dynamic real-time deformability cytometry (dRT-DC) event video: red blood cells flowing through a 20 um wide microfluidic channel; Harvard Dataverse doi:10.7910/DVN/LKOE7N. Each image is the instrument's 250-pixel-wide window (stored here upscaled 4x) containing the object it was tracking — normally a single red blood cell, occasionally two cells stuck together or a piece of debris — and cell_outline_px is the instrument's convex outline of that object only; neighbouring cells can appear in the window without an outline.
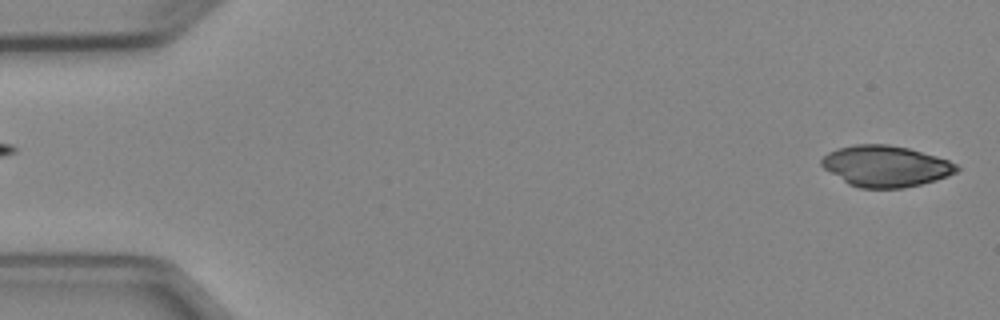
{"species": "Egyptian fruit bat (a non-hibernating species)", "species_latin": "Rousettus aegyptiacus", "temperature_condition": "cold", "stored_images_in_passage": 5, "segment_of_instrument_passage": [2, 2], "camera_frame_rate_fps": 3000, "um_per_image_px": 0.085, "animal": {"sex": "female"}, "frame": {"image": 1, "passage_image": 5, "time_ms": 4.667, "image_size_px": [1000, 320], "cell_outline_px": [[960, 168], [956, 172], [948, 176], [936, 180], [904, 188], [860, 188], [848, 184], [824, 168], [820, 164], [820, 160], [828, 152], [840, 148], [856, 144], [888, 144], [908, 148], [936, 156], [948, 160], [956, 164]], "centroid_in_image_um": [75.28, 14.12], "position_along_channel_um": 9.7, "area_um2": 32.25}}